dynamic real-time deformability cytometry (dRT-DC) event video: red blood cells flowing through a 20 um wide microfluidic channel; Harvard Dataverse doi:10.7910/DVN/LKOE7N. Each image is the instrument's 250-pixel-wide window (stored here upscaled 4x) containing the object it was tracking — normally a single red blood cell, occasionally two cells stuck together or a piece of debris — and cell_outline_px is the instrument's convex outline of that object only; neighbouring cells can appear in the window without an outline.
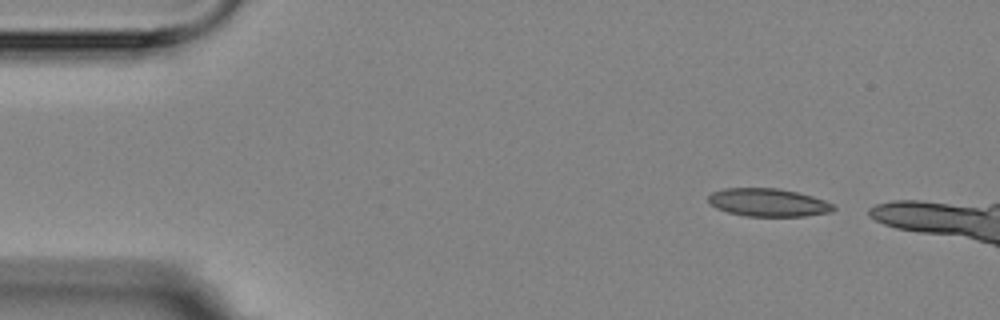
{"species": "Egyptian fruit bat (a non-hibernating species)", "species_latin": "Rousettus aegyptiacus", "temperature_condition": "room temperature", "stored_images_in_passage": 6, "segment_of_instrument_passage": [1, 2], "camera_frame_rate_fps": 3000, "um_per_image_px": 0.085, "animal": {"sex": "female"}, "frame": {"image": 1, "passage_image": 1, "time_ms": 0.0, "image_size_px": [1000, 320], "cell_outline_px": [[836, 208], [832, 212], [804, 216], [748, 216], [728, 212], [716, 208], [708, 200], [708, 196], [712, 192], [724, 188], [776, 188], [796, 192], [812, 196], [824, 200], [832, 204]], "centroid_in_image_um": [65.3, 17.21], "position_along_channel_um": 19.7, "area_um2": 20.29}}
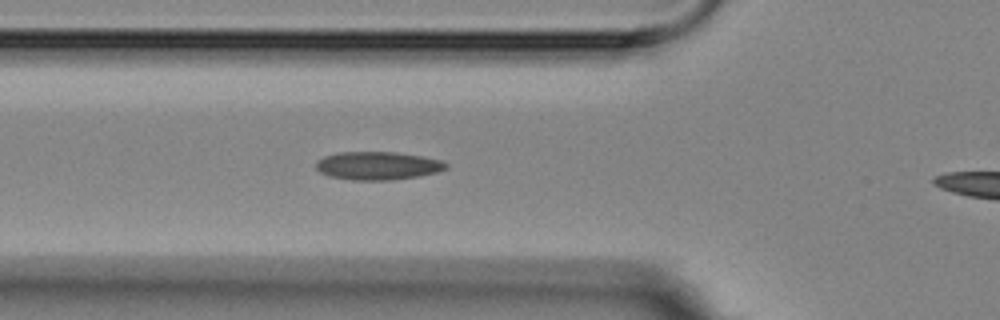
{"frame": {"image": 2, "passage_image": 5, "time_ms": 4.333, "image_size_px": [1000, 320], "cell_outline_px": [[448, 168], [436, 172], [420, 176], [392, 180], [352, 180], [328, 176], [320, 172], [316, 168], [316, 160], [324, 156], [340, 152], [396, 152], [444, 160], [448, 164]], "centroid_in_image_um": [32.11, 14.09], "position_along_channel_um": 93.7, "area_um2": 21.5}}